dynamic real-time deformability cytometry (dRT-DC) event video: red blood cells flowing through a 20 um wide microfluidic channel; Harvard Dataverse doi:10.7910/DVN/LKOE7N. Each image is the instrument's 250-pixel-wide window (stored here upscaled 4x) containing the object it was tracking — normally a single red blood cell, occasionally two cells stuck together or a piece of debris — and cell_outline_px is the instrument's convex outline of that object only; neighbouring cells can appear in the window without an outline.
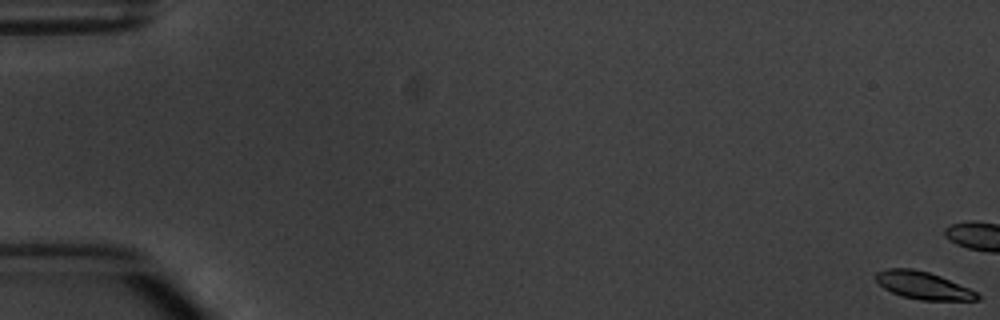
{"species": "common noctule bat (a hibernating species)", "species_latin": "Nyctalus noctula", "temperature_condition": "warm", "stored_images_in_passage": 7, "camera_frame_rate_fps": 3000, "um_per_image_px": 0.085, "animal": {"sex": "male", "body_mass_g": 20.1, "forearm_length_mm": 53.5}, "frame": {"image": 1, "passage_image": 1, "time_ms": 0.0, "image_size_px": [1000, 320], "cell_outline_px": [[980, 300], [920, 300], [900, 296], [884, 288], [876, 280], [876, 272], [888, 268], [912, 268], [928, 272], [940, 276], [968, 288], [976, 292], [980, 296]], "centroid_in_image_um": [78.45, 24.26], "position_along_channel_um": 6.5, "area_um2": 16.13}}